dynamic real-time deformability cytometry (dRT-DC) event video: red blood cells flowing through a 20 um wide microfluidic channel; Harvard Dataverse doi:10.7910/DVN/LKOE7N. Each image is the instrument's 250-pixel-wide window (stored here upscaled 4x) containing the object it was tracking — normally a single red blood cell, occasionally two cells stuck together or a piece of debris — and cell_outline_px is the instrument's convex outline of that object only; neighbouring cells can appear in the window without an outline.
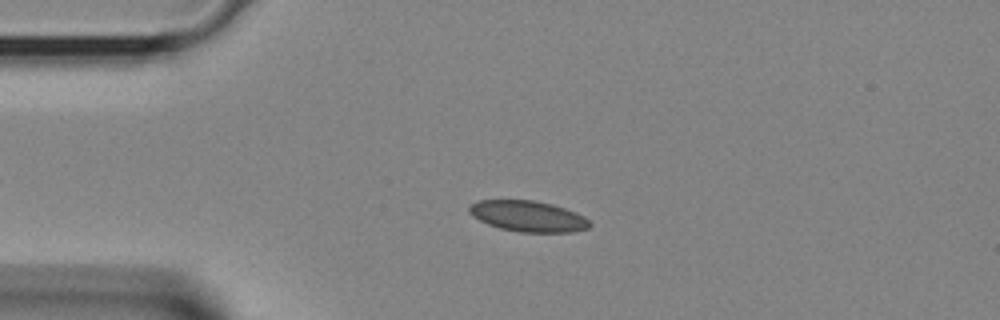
{"species": "Egyptian fruit bat (a non-hibernating species)", "species_latin": "Rousettus aegyptiacus", "temperature_condition": "room temperature", "stored_images_in_passage": 33, "camera_frame_rate_fps": 3000, "um_per_image_px": 0.085, "animal": {"sex": "female"}, "frame": {"image": 1, "passage_image": 3, "time_ms": 0.667, "image_size_px": [1000, 320], "cell_outline_px": [[592, 224], [588, 228], [572, 232], [520, 232], [500, 228], [488, 224], [472, 216], [468, 212], [468, 204], [476, 200], [532, 200], [552, 204], [576, 212], [584, 216]], "centroid_in_image_um": [44.85, 18.37], "position_along_channel_um": 40.1, "area_um2": 21.79}}
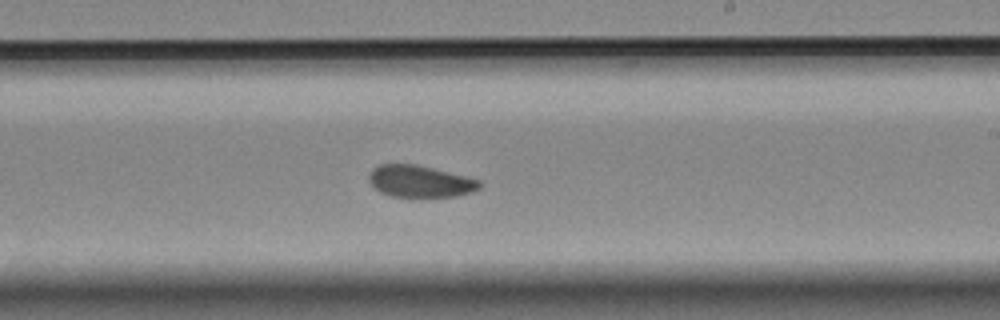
{"frame": {"image": 2, "passage_image": 17, "time_ms": 5.333, "image_size_px": [1000, 320], "cell_outline_px": [[484, 184], [480, 188], [472, 192], [456, 196], [388, 196], [372, 188], [368, 180], [368, 176], [372, 168], [380, 164], [416, 164], [480, 180]], "centroid_in_image_um": [35.66, 15.41], "position_along_channel_um": 253.3, "area_um2": 20.58}}
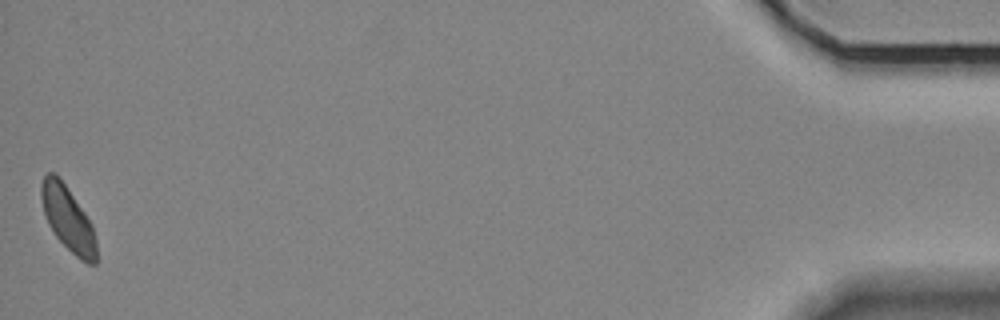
{"frame": {"image": 3, "passage_image": 33, "time_ms": 10.667, "image_size_px": [1000, 320], "cell_outline_px": [[96, 264], [88, 264], [80, 260], [56, 236], [48, 224], [44, 212], [40, 196], [40, 184], [44, 176], [48, 172], [56, 172], [60, 176], [92, 224], [96, 240]], "centroid_in_image_um": [5.76, 18.56], "position_along_channel_um": 429.4, "area_um2": 20.75}}